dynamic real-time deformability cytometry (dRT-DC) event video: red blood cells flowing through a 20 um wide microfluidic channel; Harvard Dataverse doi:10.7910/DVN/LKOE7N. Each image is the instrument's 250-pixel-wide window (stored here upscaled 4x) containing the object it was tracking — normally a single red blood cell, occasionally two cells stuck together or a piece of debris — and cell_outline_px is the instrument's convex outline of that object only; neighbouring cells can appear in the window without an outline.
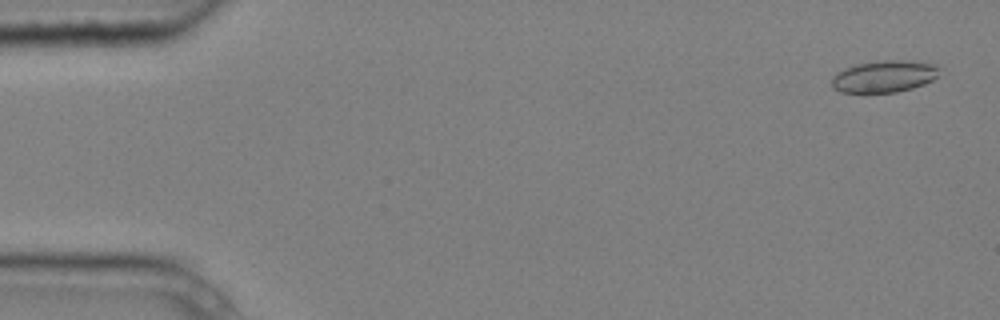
{"species": "common noctule bat (a hibernating species)", "species_latin": "Nyctalus noctula", "temperature_condition": "cold", "stored_images_in_passage": 7, "camera_frame_rate_fps": 3000, "um_per_image_px": 0.085, "animal": {"sex": "male", "body_mass_g": 20.4}, "frame": {"image": 1, "passage_image": 1, "time_ms": 0.0, "image_size_px": [1000, 320], "cell_outline_px": [[940, 68], [936, 76], [932, 80], [924, 84], [912, 88], [896, 92], [840, 92], [832, 88], [832, 76], [836, 72], [844, 68], [856, 64], [884, 60], [912, 60], [936, 64]], "centroid_in_image_um": [75.15, 6.48], "position_along_channel_um": 9.9, "area_um2": 20.11}}
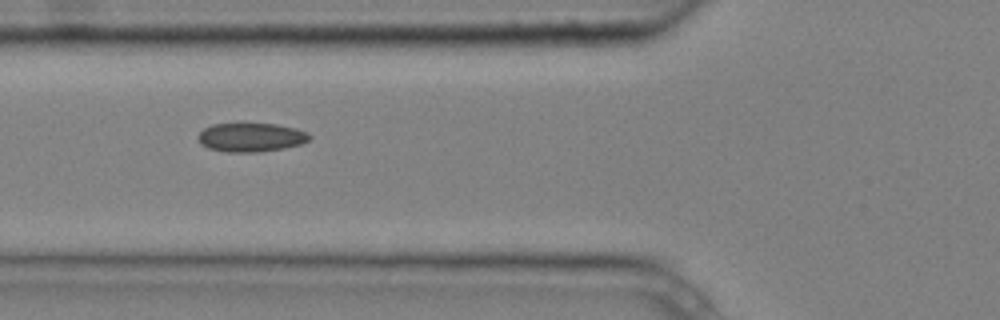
{"frame": {"image": 2, "passage_image": 6, "time_ms": 1.667, "image_size_px": [1000, 320], "cell_outline_px": [[312, 136], [308, 140], [300, 144], [284, 148], [260, 152], [224, 152], [208, 148], [200, 144], [196, 136], [204, 128], [212, 124], [276, 124], [296, 128], [308, 132]], "centroid_in_image_um": [21.32, 11.68], "position_along_channel_um": 104.5, "area_um2": 18.84}}
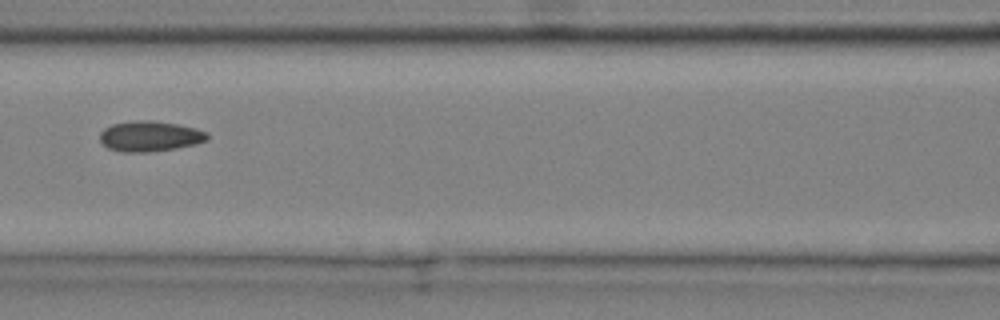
{"frame": {"image": 3, "passage_image": 7, "time_ms": 2.0, "image_size_px": [1000, 320], "cell_outline_px": [[208, 140], [196, 144], [176, 148], [148, 152], [120, 152], [108, 148], [100, 140], [100, 132], [104, 128], [112, 124], [136, 120], [152, 120], [176, 124], [196, 128], [208, 132]], "centroid_in_image_um": [12.75, 11.58], "position_along_channel_um": 153.9, "area_um2": 19.13}}